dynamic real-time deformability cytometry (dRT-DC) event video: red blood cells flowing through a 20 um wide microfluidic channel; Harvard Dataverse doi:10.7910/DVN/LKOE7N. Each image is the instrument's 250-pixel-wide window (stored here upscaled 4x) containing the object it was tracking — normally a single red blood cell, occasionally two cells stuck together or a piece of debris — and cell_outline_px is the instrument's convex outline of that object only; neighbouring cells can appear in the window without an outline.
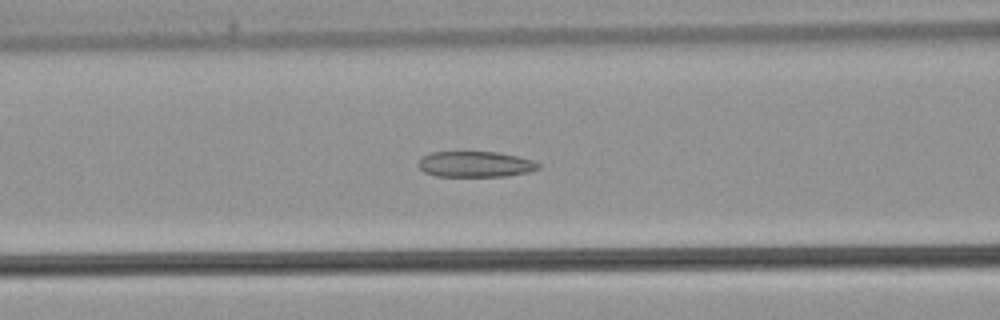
{"species": "common noctule bat (a hibernating species)", "species_latin": "Nyctalus noctula", "temperature_condition": "warm", "stored_images_in_passage": 43, "camera_frame_rate_fps": 3000, "um_per_image_px": 0.085, "animal": {"sex": "male", "body_mass_g": 21.5, "forearm_length_mm": 52.0}, "frame": {"image": 1, "passage_image": 16, "time_ms": 5.0, "image_size_px": [1000, 320], "cell_outline_px": [[540, 168], [528, 172], [508, 176], [436, 176], [424, 172], [416, 164], [424, 156], [432, 152], [496, 152], [516, 156], [532, 160], [540, 164]], "centroid_in_image_um": [40.4, 13.96], "position_along_channel_um": 126.2, "area_um2": 17.92}}
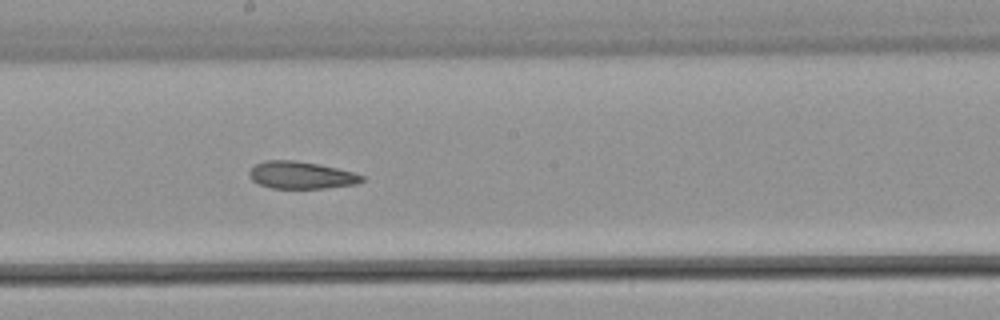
{"frame": {"image": 2, "passage_image": 22, "time_ms": 7.0, "image_size_px": [1000, 320], "cell_outline_px": [[364, 180], [356, 184], [324, 188], [272, 188], [260, 184], [252, 180], [248, 176], [248, 172], [256, 164], [264, 160], [292, 160], [316, 164], [336, 168], [352, 172], [364, 176]], "centroid_in_image_um": [25.57, 14.89], "position_along_channel_um": 222.6, "area_um2": 17.69}}
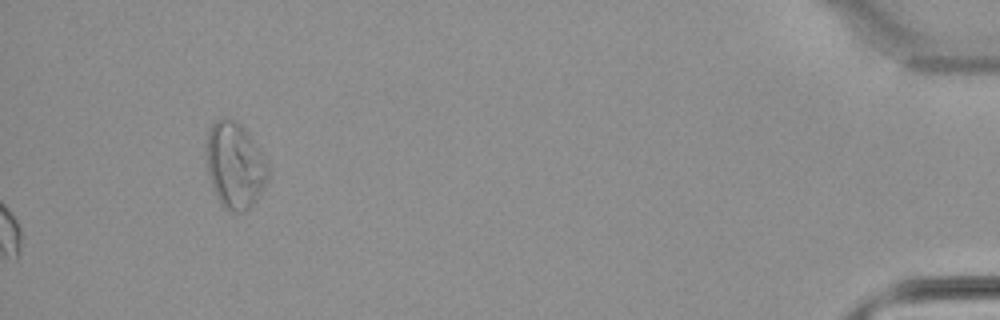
{"frame": {"image": 3, "passage_image": 43, "time_ms": 14.0, "image_size_px": [1000, 320], "cell_outline_px": [[268, 176], [260, 192], [252, 204], [244, 212], [228, 212], [224, 208], [212, 184], [208, 172], [208, 132], [212, 124], [216, 120], [224, 116], [236, 120], [248, 132], [268, 164]], "centroid_in_image_um": [19.98, 14.02], "position_along_channel_um": 415.2, "area_um2": 30.23}}